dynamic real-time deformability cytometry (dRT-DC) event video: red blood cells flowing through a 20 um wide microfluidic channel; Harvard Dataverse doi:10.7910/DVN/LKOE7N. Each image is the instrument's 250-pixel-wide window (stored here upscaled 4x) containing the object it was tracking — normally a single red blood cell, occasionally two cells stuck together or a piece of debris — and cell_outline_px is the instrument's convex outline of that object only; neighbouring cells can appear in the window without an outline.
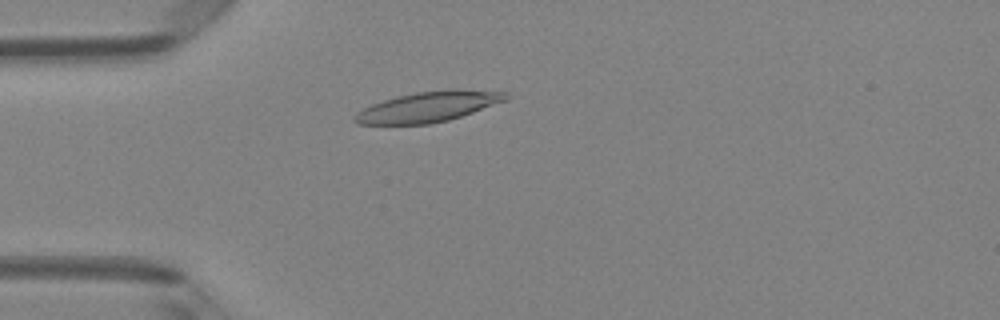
{"species": "Egyptian fruit bat (a non-hibernating species)", "species_latin": "Rousettus aegyptiacus", "temperature_condition": "room temperature", "stored_images_in_passage": 48, "camera_frame_rate_fps": 3000, "um_per_image_px": 0.085, "animal": {"sex": "female"}, "frame": {"image": 1, "passage_image": 12, "time_ms": 3.667, "image_size_px": [1000, 320], "cell_outline_px": [[508, 100], [448, 120], [428, 124], [356, 124], [352, 120], [352, 116], [356, 112], [372, 104], [396, 96], [416, 92], [444, 88], [460, 88], [508, 92]], "centroid_in_image_um": [36.41, 9.05], "position_along_channel_um": 48.6, "area_um2": 27.05}}
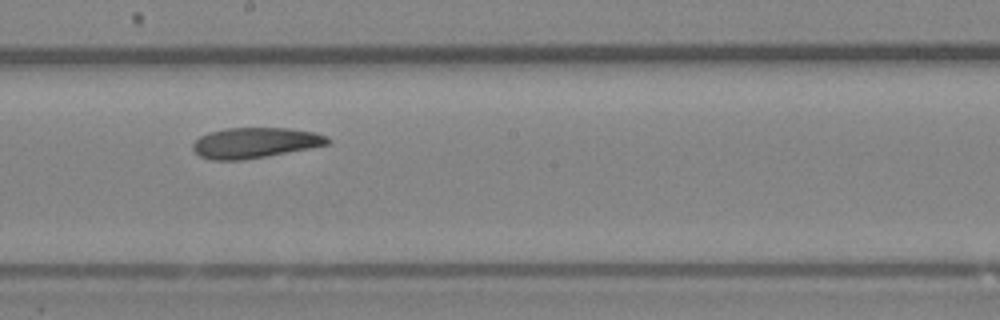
{"frame": {"image": 2, "passage_image": 26, "time_ms": 8.333, "image_size_px": [1000, 320], "cell_outline_px": [[332, 140], [328, 144], [288, 152], [240, 160], [212, 160], [200, 156], [192, 148], [192, 144], [200, 136], [208, 132], [224, 128], [288, 128], [312, 132], [328, 136]], "centroid_in_image_um": [21.65, 12.13], "position_along_channel_um": 226.5, "area_um2": 23.76}}
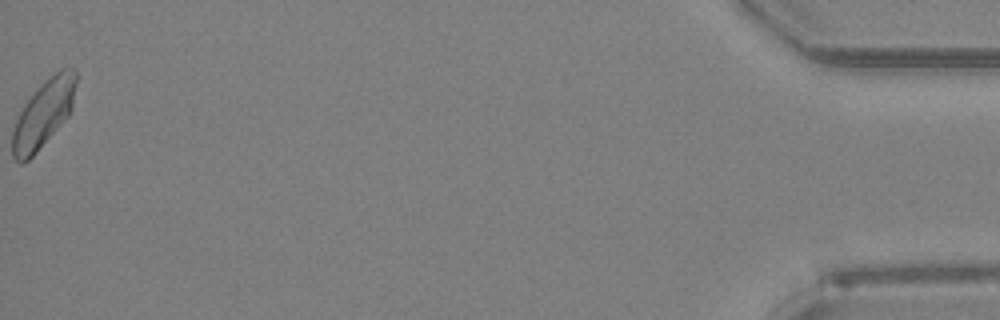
{"frame": {"image": 3, "passage_image": 48, "time_ms": 15.667, "image_size_px": [1000, 320], "cell_outline_px": [[76, 84], [72, 108], [68, 116], [36, 152], [28, 160], [20, 164], [12, 156], [12, 128], [24, 104], [44, 80], [60, 68], [72, 68], [76, 72]], "centroid_in_image_um": [3.68, 9.65], "position_along_channel_um": 431.5, "area_um2": 24.8}, "authors_computed_cell_mechanics": {"area_um2": 24.7095, "velocity_mm_per_s": 4.1134, "shape_relaxation_time_tau1_ms": null, "shape_relaxation_time_tau2_ms": 5.8207, "deformation_change_tau1": null, "deformation_change_tau2": 0.1066}}